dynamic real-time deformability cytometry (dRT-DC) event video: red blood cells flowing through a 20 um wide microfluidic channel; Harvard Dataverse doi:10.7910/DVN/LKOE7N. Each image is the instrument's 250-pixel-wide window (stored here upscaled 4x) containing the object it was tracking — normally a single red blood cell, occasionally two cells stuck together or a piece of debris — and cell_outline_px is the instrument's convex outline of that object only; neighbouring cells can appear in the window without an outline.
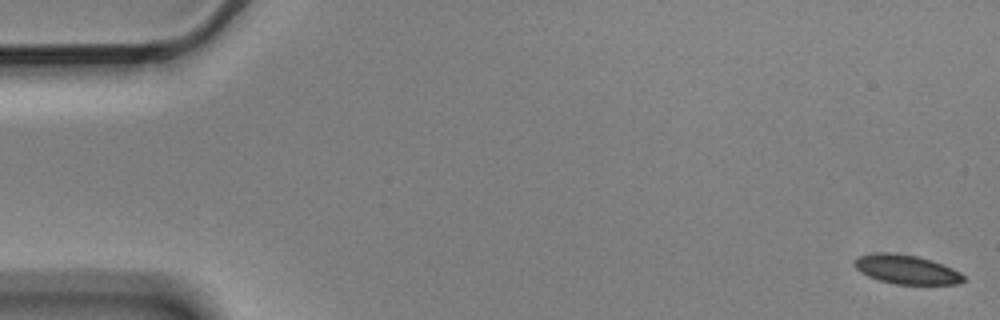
{"species": "Egyptian fruit bat (a non-hibernating species)", "species_latin": "Rousettus aegyptiacus", "temperature_condition": "cold", "stored_images_in_passage": 5, "camera_frame_rate_fps": 3000, "um_per_image_px": 0.085, "animal": {"sex": "male"}, "frame": {"image": 1, "passage_image": 1, "time_ms": 0.0, "image_size_px": [1000, 320], "cell_outline_px": [[964, 280], [956, 284], [896, 284], [880, 280], [868, 276], [860, 272], [852, 264], [852, 260], [856, 256], [876, 252], [892, 252], [916, 256], [932, 260], [952, 268], [960, 272], [964, 276]], "centroid_in_image_um": [76.98, 22.88], "position_along_channel_um": 8.0, "area_um2": 18.61}}
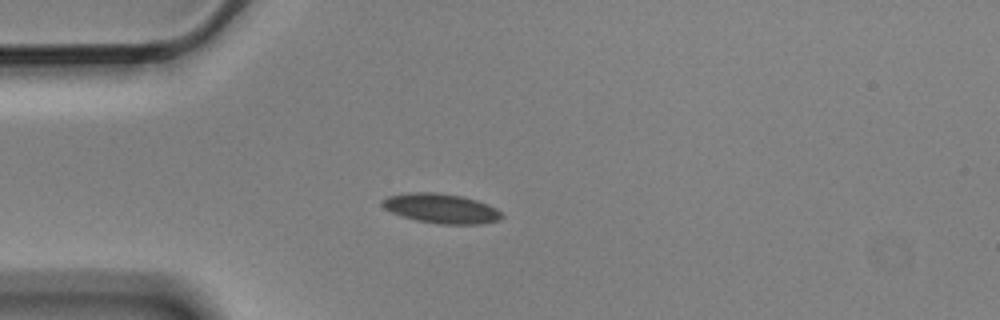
{"frame": {"image": 2, "passage_image": 5, "time_ms": 1.333, "image_size_px": [1000, 320], "cell_outline_px": [[504, 216], [500, 220], [484, 224], [440, 224], [416, 220], [392, 212], [384, 208], [380, 204], [380, 200], [388, 196], [408, 192], [436, 192], [460, 196], [476, 200], [488, 204], [496, 208]], "centroid_in_image_um": [37.5, 17.71], "position_along_channel_um": 47.5, "area_um2": 20.69}}